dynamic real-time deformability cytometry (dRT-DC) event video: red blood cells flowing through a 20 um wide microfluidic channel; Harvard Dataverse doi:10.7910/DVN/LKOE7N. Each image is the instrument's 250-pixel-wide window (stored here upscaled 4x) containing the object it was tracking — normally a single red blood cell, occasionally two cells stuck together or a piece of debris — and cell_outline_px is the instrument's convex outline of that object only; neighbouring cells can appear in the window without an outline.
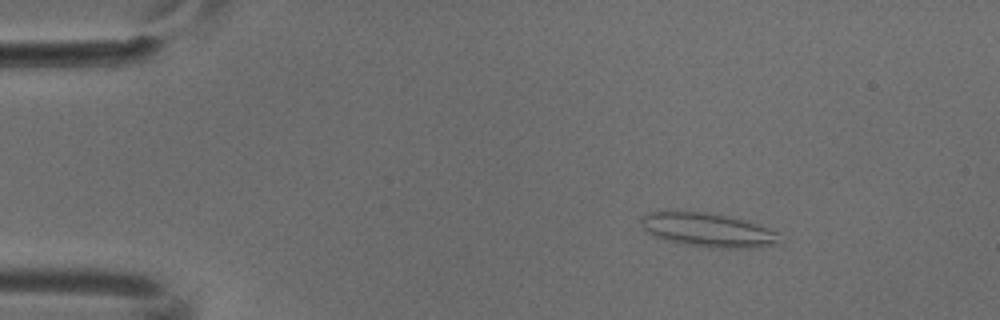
{"species": "common noctule bat (a hibernating species)", "species_latin": "Nyctalus noctula", "temperature_condition": "cold", "stored_images_in_passage": 4, "camera_frame_rate_fps": 3000, "um_per_image_px": 0.085, "animal": {"sex": "male", "body_mass_g": 18.8}, "frame": {"image": 1, "passage_image": 3, "time_ms": 0.667, "image_size_px": [1000, 320], "cell_outline_px": [[776, 244], [756, 248], [712, 248], [680, 244], [664, 240], [652, 236], [644, 228], [640, 220], [640, 216], [648, 212], [704, 212], [744, 220], [768, 228], [776, 232]], "centroid_in_image_um": [60.1, 19.57], "position_along_channel_um": 24.9, "area_um2": 27.05}}